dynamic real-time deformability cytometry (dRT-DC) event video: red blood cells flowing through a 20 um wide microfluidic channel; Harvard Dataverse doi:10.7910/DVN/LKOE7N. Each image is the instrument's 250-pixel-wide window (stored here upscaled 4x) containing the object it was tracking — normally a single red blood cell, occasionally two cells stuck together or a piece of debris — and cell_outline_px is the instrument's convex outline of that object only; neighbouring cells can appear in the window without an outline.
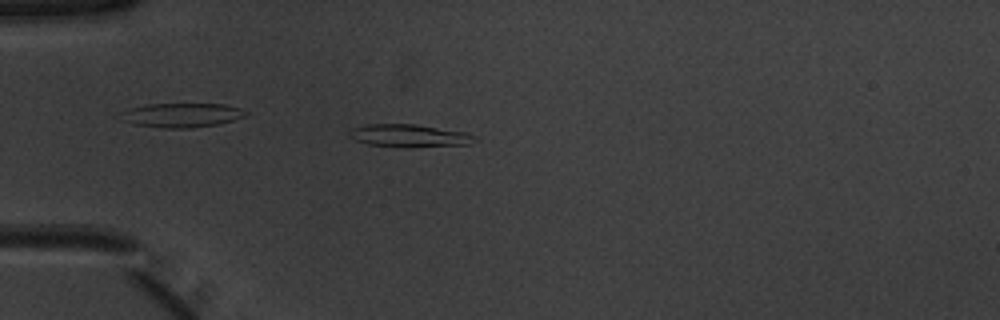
{"species": "common noctule bat (a hibernating species)", "species_latin": "Nyctalus noctula", "temperature_condition": "warm", "stored_images_in_passage": 51, "camera_frame_rate_fps": 3000, "um_per_image_px": 0.085, "animal": {"sex": "male", "body_mass_g": 20.1, "forearm_length_mm": 53.5}, "frame": {"image": 1, "passage_image": 14, "time_ms": 4.333, "image_size_px": [1000, 320], "cell_outline_px": [[476, 140], [468, 144], [412, 148], [404, 148], [368, 144], [356, 140], [348, 132], [352, 128], [368, 124], [416, 124], [468, 132], [476, 136]], "centroid_in_image_um": [34.84, 11.54], "position_along_channel_um": 50.2, "area_um2": 16.82}}
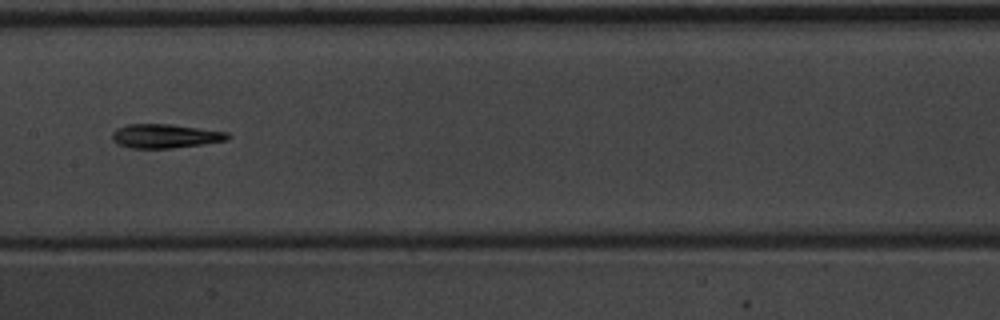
{"frame": {"image": 2, "passage_image": 26, "time_ms": 8.333, "image_size_px": [1000, 320], "cell_outline_px": [[232, 136], [228, 140], [172, 148], [132, 148], [116, 144], [112, 140], [112, 132], [116, 128], [128, 124], [168, 124], [228, 132]], "centroid_in_image_um": [14.01, 11.56], "position_along_channel_um": 193.4, "area_um2": 16.13}}
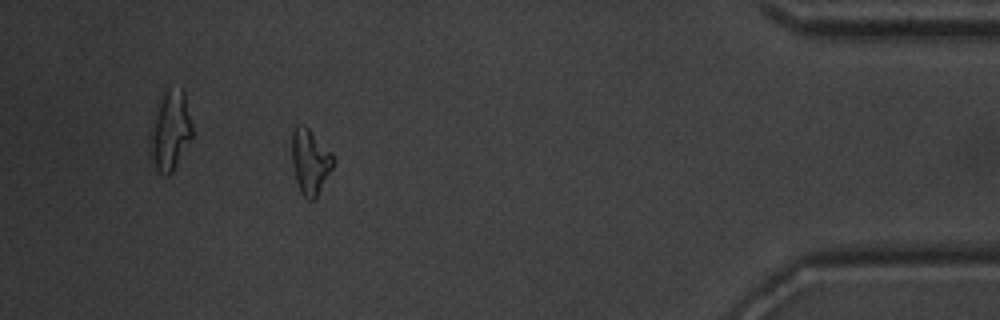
{"frame": {"image": 3, "passage_image": 46, "time_ms": 15.0, "image_size_px": [1000, 320], "cell_outline_px": [[336, 160], [316, 200], [308, 200], [300, 192], [296, 180], [292, 164], [292, 128], [296, 124], [304, 124], [332, 152]], "centroid_in_image_um": [26.37, 13.73], "position_along_channel_um": 408.8, "area_um2": 16.01}, "authors_computed_cell_mechanics": {"area_um2": 16.1262, "velocity_mm_per_s": 3.9416, "shape_relaxation_time_tau1_ms": 5.2276, "shape_relaxation_time_tau2_ms": 10.8001, "deformation_change_tau1": 0.1811, "deformation_change_tau2": 0.241}}